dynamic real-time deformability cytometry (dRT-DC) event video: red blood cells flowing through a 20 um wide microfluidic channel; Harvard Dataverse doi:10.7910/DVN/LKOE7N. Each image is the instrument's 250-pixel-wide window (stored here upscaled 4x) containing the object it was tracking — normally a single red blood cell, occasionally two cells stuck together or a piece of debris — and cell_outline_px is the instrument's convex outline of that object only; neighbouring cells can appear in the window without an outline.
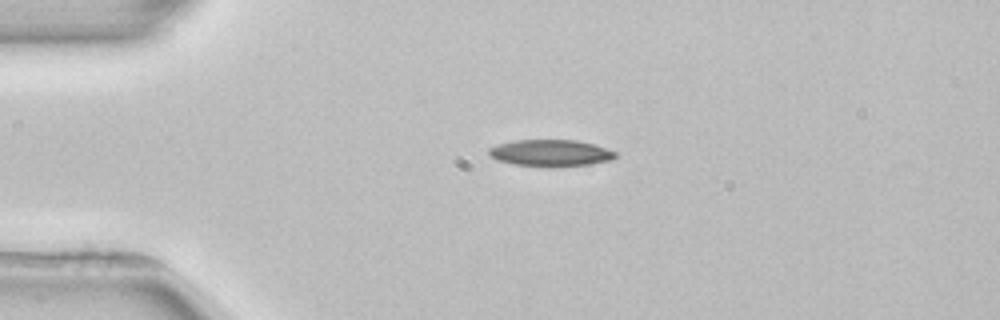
{"species": "common noctule bat (a hibernating species)", "species_latin": "Nyctalus noctula", "temperature_condition": "room temperature", "stored_images_in_passage": 5, "camera_frame_rate_fps": 3000, "um_per_image_px": 0.085, "animal": {"sex": "female", "body_mass_g": 22.7, "forearm_length_mm": 54.2}, "frame": {"image": 1, "passage_image": 4, "time_ms": 3.667, "image_size_px": [1000, 320], "cell_outline_px": [[616, 156], [612, 160], [588, 164], [552, 168], [516, 164], [496, 160], [488, 156], [488, 148], [496, 144], [512, 140], [576, 140], [592, 144], [616, 152]], "centroid_in_image_um": [46.73, 13.01], "position_along_channel_um": 38.3, "area_um2": 19.88}}